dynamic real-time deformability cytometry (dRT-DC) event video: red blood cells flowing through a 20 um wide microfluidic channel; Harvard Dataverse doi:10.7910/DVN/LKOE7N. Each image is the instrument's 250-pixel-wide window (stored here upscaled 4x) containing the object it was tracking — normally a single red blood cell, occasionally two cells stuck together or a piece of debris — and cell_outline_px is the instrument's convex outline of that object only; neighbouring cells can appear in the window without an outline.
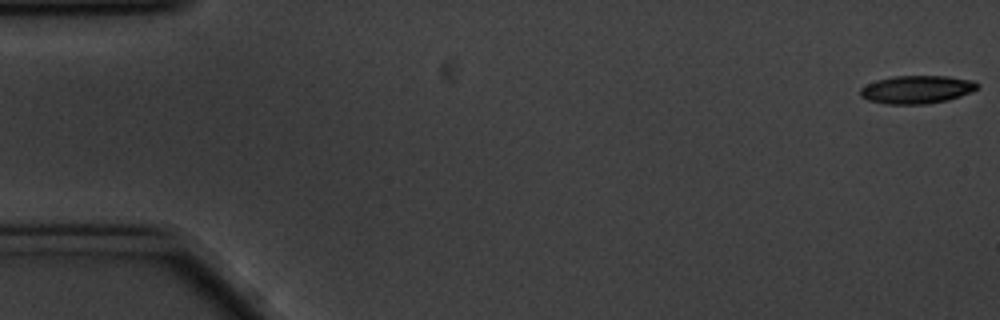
{"species": "common noctule bat (a hibernating species)", "species_latin": "Nyctalus noctula", "temperature_condition": "cold", "stored_images_in_passage": 11, "camera_frame_rate_fps": 3000, "um_per_image_px": 0.085, "animal": {"sex": "male", "body_mass_g": 20.1, "forearm_length_mm": 53.5}, "frame": {"image": 1, "passage_image": 1, "time_ms": 0.0, "image_size_px": [1000, 320], "cell_outline_px": [[980, 84], [972, 92], [948, 100], [924, 104], [884, 104], [868, 100], [860, 96], [860, 88], [876, 80], [892, 76], [948, 76], [972, 80]], "centroid_in_image_um": [77.92, 7.61], "position_along_channel_um": 7.1, "area_um2": 19.19}}